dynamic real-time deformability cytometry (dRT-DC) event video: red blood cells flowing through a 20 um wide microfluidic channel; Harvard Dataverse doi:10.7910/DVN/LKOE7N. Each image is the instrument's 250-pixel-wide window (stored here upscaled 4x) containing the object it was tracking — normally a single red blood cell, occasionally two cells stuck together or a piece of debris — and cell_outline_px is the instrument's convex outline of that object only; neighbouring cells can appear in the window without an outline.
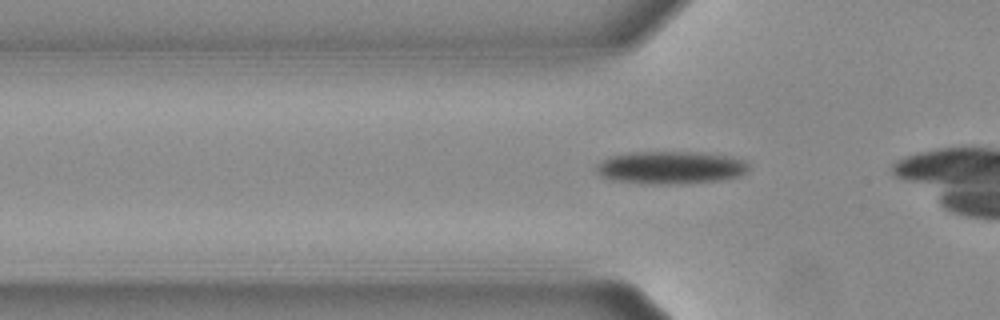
{"species": "Egyptian fruit bat (a non-hibernating species)", "species_latin": "Rousettus aegyptiacus", "temperature_condition": "warm", "stored_images_in_passage": 20, "camera_frame_rate_fps": 3000, "um_per_image_px": 0.085, "animal": {"sex": "female"}, "frame": {"image": 1, "passage_image": 10, "time_ms": 3.0, "image_size_px": [1000, 320], "cell_outline_px": [[748, 172], [740, 176], [720, 180], [684, 184], [648, 184], [612, 180], [600, 176], [596, 172], [596, 164], [612, 156], [628, 152], [692, 152], [724, 156], [740, 160], [748, 164]], "centroid_in_image_um": [56.95, 14.26], "position_along_channel_um": 68.8, "area_um2": 28.96}}
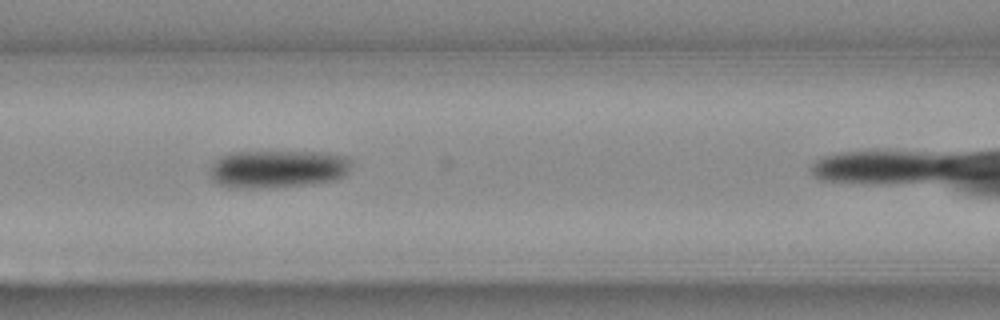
{"frame": {"image": 2, "passage_image": 16, "time_ms": 5.0, "image_size_px": [1000, 320], "cell_outline_px": [[352, 164], [348, 172], [344, 176], [336, 180], [308, 184], [276, 188], [228, 188], [212, 180], [212, 164], [220, 156], [228, 152], [324, 152], [344, 156]], "centroid_in_image_um": [23.6, 14.37], "position_along_channel_um": 143.0, "area_um2": 31.39}}
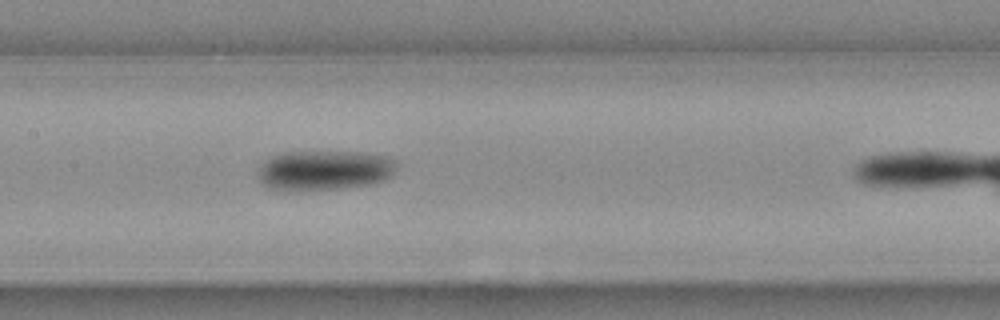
{"frame": {"image": 3, "passage_image": 19, "time_ms": 6.0, "image_size_px": [1000, 320], "cell_outline_px": [[396, 168], [392, 176], [384, 180], [368, 184], [336, 188], [272, 188], [264, 184], [260, 180], [260, 168], [268, 160], [284, 152], [360, 152], [388, 156], [396, 160]], "centroid_in_image_um": [27.7, 14.43], "position_along_channel_um": 179.7, "area_um2": 30.98}}